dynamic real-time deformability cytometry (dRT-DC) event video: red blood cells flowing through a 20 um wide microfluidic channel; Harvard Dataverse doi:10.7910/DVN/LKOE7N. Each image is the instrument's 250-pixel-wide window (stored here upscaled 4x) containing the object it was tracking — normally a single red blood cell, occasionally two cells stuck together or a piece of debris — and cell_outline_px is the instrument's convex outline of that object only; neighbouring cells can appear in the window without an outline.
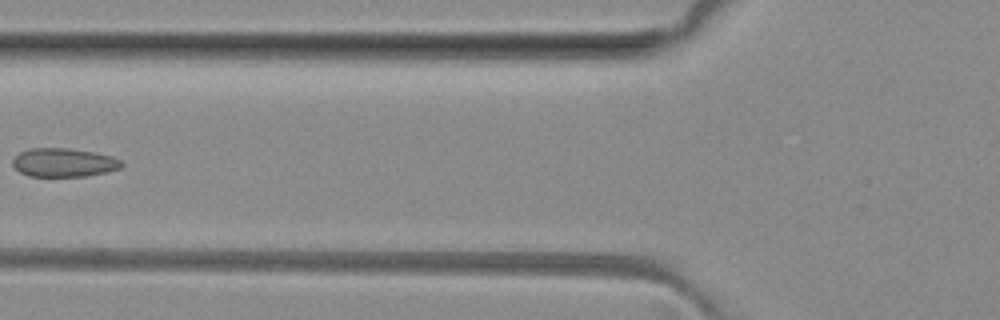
{"species": "common noctule bat (a hibernating species)", "species_latin": "Nyctalus noctula", "temperature_condition": "room temperature", "stored_images_in_passage": 4, "camera_frame_rate_fps": 3000, "um_per_image_px": 0.085, "animal": {"sex": "female", "body_mass_g": 29.2, "forearm_length_mm": 56.3}, "frame": {"image": 1, "passage_image": 3, "time_ms": 2.333, "image_size_px": [1000, 320], "cell_outline_px": [[124, 164], [120, 168], [108, 172], [84, 176], [28, 176], [20, 172], [12, 164], [12, 160], [20, 152], [28, 148], [68, 148], [92, 152], [112, 156], [120, 160]], "centroid_in_image_um": [5.42, 13.81], "position_along_channel_um": 120.4, "area_um2": 18.15}}
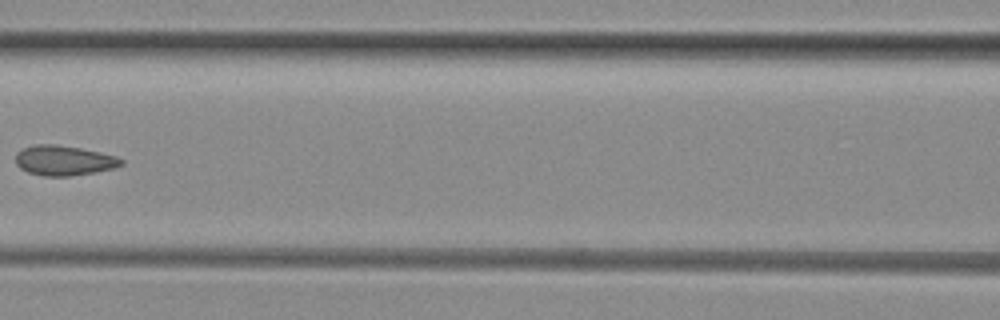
{"frame": {"image": 2, "passage_image": 4, "time_ms": 3.333, "image_size_px": [1000, 320], "cell_outline_px": [[124, 164], [116, 168], [96, 172], [68, 176], [44, 176], [28, 172], [20, 168], [16, 164], [16, 152], [24, 148], [36, 144], [56, 144], [80, 148], [100, 152], [116, 156], [124, 160]], "centroid_in_image_um": [5.46, 13.64], "position_along_channel_um": 161.1, "area_um2": 18.55}}